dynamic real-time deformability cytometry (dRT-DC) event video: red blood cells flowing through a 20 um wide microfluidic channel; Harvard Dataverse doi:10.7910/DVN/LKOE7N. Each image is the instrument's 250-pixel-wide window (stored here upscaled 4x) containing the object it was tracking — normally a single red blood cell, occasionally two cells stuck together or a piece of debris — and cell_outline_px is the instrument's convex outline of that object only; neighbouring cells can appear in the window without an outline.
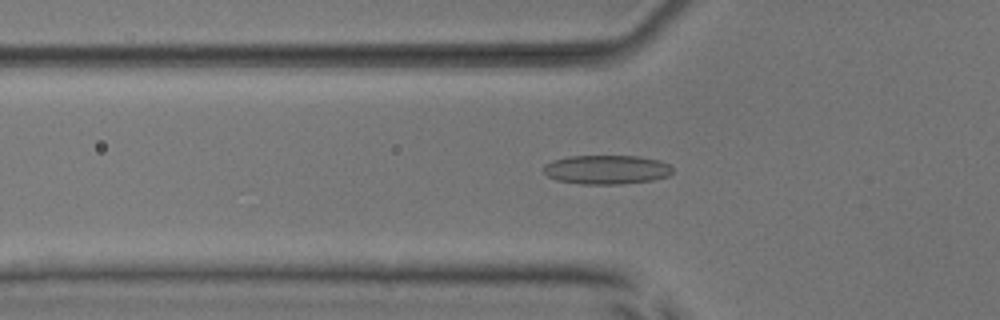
{"species": "common noctule bat (a hibernating species)", "species_latin": "Nyctalus noctula", "temperature_condition": "room temperature", "stored_images_in_passage": 49, "camera_frame_rate_fps": 3000, "um_per_image_px": 0.085, "animal": {"sex": "male", "body_mass_g": 17.9, "forearm_length_mm": 54.2}, "frame": {"image": 1, "passage_image": 14, "time_ms": 4.333, "image_size_px": [1000, 320], "cell_outline_px": [[672, 172], [668, 176], [652, 180], [620, 184], [580, 184], [556, 180], [548, 176], [544, 172], [544, 164], [552, 160], [568, 156], [640, 156], [660, 160], [668, 164], [672, 168]], "centroid_in_image_um": [51.54, 14.41], "position_along_channel_um": 74.3, "area_um2": 21.96}}
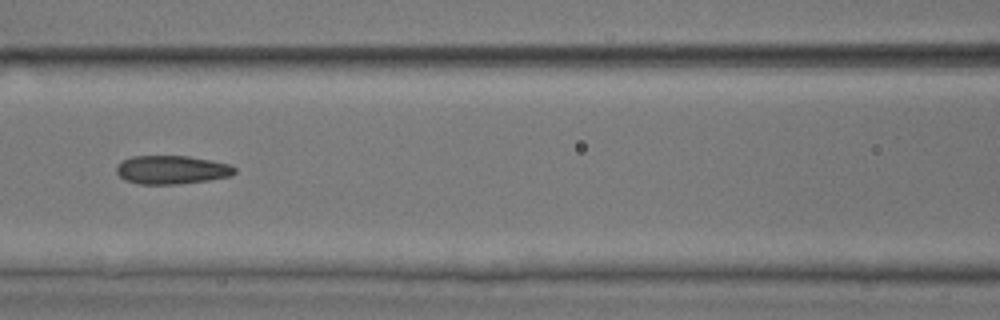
{"frame": {"image": 2, "passage_image": 20, "time_ms": 6.333, "image_size_px": [1000, 320], "cell_outline_px": [[236, 172], [232, 176], [208, 180], [176, 184], [140, 184], [124, 180], [116, 172], [116, 164], [132, 156], [188, 156], [212, 160], [228, 164], [236, 168]], "centroid_in_image_um": [14.59, 14.43], "position_along_channel_um": 152.0, "area_um2": 19.71}}
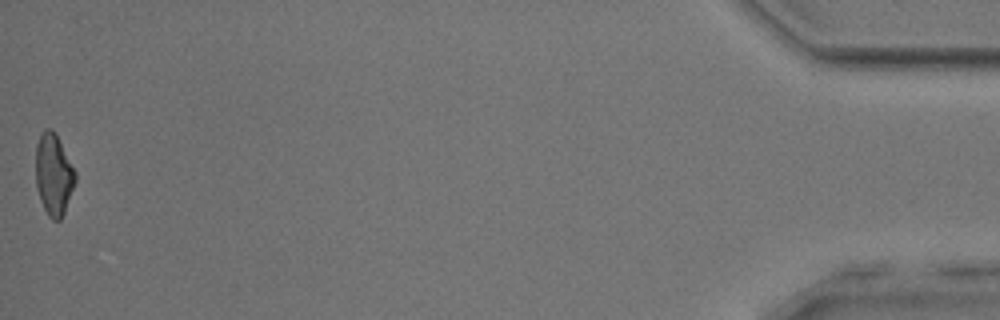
{"frame": {"image": 3, "passage_image": 49, "time_ms": 16.0, "image_size_px": [1000, 320], "cell_outline_px": [[76, 180], [64, 212], [60, 220], [52, 220], [48, 216], [40, 200], [36, 188], [36, 144], [40, 132], [44, 128], [52, 128], [56, 132], [76, 172]], "centroid_in_image_um": [4.55, 14.78], "position_along_channel_um": 430.7, "area_um2": 19.02}, "authors_computed_cell_mechanics": {"area_um2": 19.7098, "velocity_mm_per_s": 3.8717, "shape_relaxation_time_tau1_ms": null, "shape_relaxation_time_tau2_ms": 2.236, "deformation_change_tau1": null, "deformation_change_tau2": 0.1034}}